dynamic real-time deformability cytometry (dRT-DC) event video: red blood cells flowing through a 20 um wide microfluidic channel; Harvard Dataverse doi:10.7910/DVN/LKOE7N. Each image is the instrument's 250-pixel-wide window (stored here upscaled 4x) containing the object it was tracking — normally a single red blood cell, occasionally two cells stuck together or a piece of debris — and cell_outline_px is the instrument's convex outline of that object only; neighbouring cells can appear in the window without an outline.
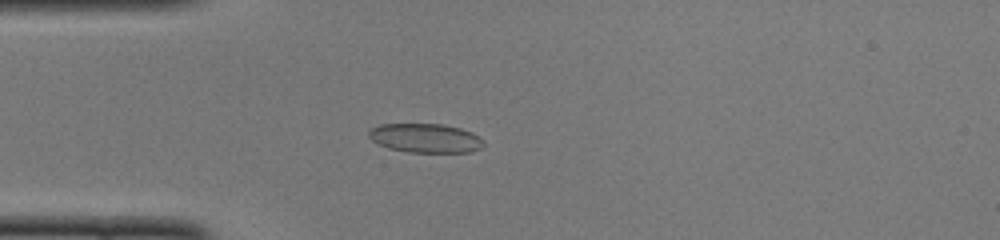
{"species": "common noctule bat (a hibernating species)", "species_latin": "Nyctalus noctula", "temperature_condition": "cold", "stored_images_in_passage": 45, "camera_frame_rate_fps": 3000, "um_per_image_px": 0.085, "animal": {"sex": "female", "body_mass_g": 22.0, "forearm_length_mm": 56.7}, "frame": {"image": 1, "passage_image": 9, "time_ms": 2.667, "image_size_px": [1000, 240], "cell_outline_px": [[484, 144], [480, 148], [472, 152], [408, 152], [388, 148], [372, 140], [368, 136], [368, 132], [372, 128], [380, 124], [444, 124], [460, 128], [472, 132], [480, 136], [484, 140]], "centroid_in_image_um": [36.19, 11.74], "position_along_channel_um": 48.8, "area_um2": 19.54}}
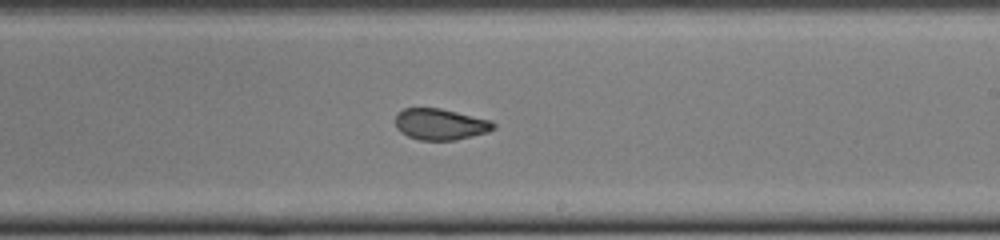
{"frame": {"image": 2, "passage_image": 25, "time_ms": 8.0, "image_size_px": [1000, 240], "cell_outline_px": [[496, 128], [488, 132], [456, 140], [420, 140], [408, 136], [400, 132], [396, 128], [396, 112], [404, 108], [440, 108], [492, 120], [496, 124]], "centroid_in_image_um": [37.44, 10.56], "position_along_channel_um": 251.6, "area_um2": 18.03}}
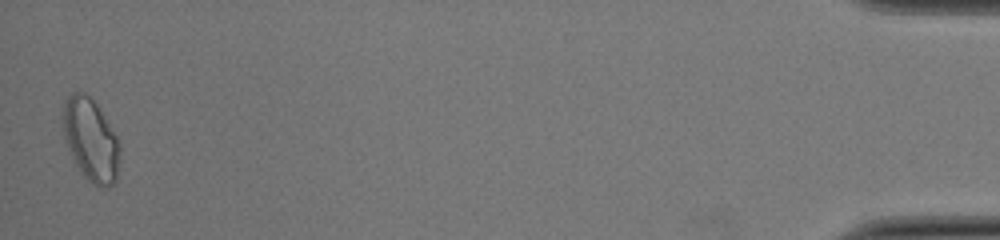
{"frame": {"image": 3, "passage_image": 45, "time_ms": 14.667, "image_size_px": [1000, 240], "cell_outline_px": [[120, 160], [116, 180], [108, 188], [100, 188], [92, 184], [84, 176], [76, 164], [68, 148], [64, 136], [60, 116], [64, 100], [72, 92], [84, 92], [96, 104], [116, 136], [120, 144]], "centroid_in_image_um": [7.69, 11.9], "position_along_channel_um": 427.5, "area_um2": 27.63}, "authors_computed_cell_mechanics": {"area_um2": 19.5364, "velocity_mm_per_s": 4.007, "shape_relaxation_time_tau1_ms": null, "shape_relaxation_time_tau2_ms": 1.3302, "deformation_change_tau1": null, "deformation_change_tau2": 0.0656}}